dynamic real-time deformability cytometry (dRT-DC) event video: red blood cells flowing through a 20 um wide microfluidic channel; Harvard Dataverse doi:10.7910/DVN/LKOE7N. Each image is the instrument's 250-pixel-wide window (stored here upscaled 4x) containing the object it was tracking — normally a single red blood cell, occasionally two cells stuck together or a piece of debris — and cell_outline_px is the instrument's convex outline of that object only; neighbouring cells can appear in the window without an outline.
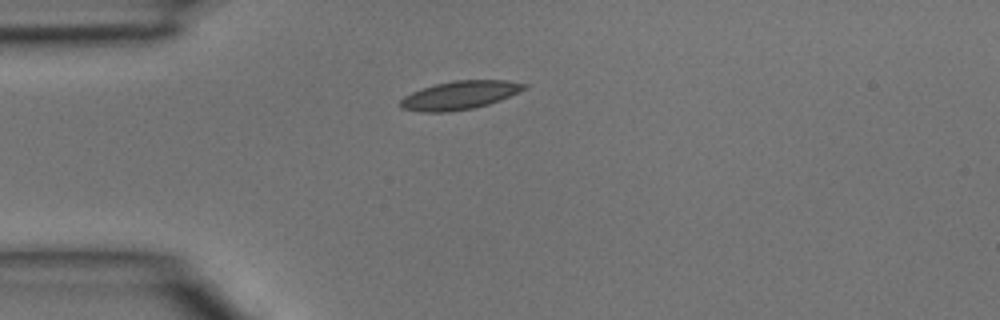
{"species": "common noctule bat (a hibernating species)", "species_latin": "Nyctalus noctula", "temperature_condition": "room temperature", "stored_images_in_passage": 2, "camera_frame_rate_fps": 3000, "um_per_image_px": 0.085, "animal": {"sex": "male", "body_mass_g": 15.6}, "frame": {"image": 1, "passage_image": 1, "time_ms": 0.0, "image_size_px": [1000, 320], "cell_outline_px": [[528, 88], [500, 100], [488, 104], [472, 108], [448, 112], [420, 112], [400, 108], [400, 100], [404, 96], [412, 92], [436, 84], [456, 80], [504, 80], [528, 84]], "centroid_in_image_um": [39.08, 8.09], "position_along_channel_um": 45.9, "area_um2": 20.4}}